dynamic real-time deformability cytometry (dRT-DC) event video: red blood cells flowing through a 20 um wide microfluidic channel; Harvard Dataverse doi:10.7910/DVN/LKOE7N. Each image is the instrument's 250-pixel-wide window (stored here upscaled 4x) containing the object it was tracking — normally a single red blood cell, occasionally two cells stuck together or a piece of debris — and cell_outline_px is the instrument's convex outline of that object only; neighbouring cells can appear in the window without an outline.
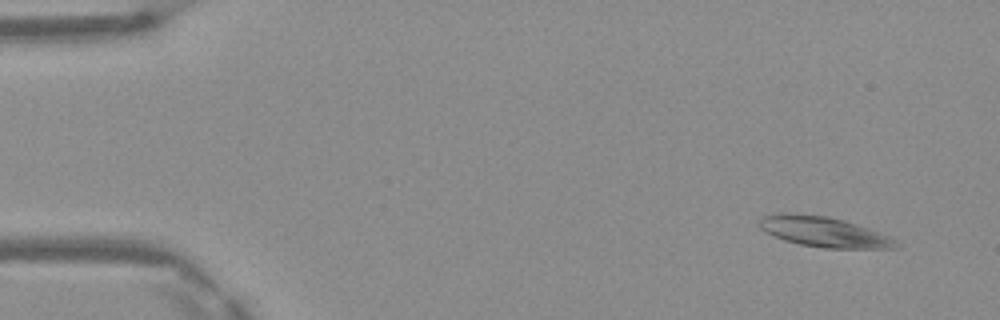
{"species": "Egyptian fruit bat (a non-hibernating species)", "species_latin": "Rousettus aegyptiacus", "temperature_condition": "warm", "stored_images_in_passage": 48, "camera_frame_rate_fps": 3000, "um_per_image_px": 0.085, "frame": {"image": 1, "passage_image": 3, "time_ms": 0.667, "image_size_px": [1000, 320], "cell_outline_px": [[904, 244], [896, 248], [824, 248], [800, 244], [784, 240], [764, 232], [760, 228], [760, 220], [764, 216], [780, 212], [792, 212], [828, 216], [844, 220], [892, 236]], "centroid_in_image_um": [70.08, 19.7], "position_along_channel_um": 14.9, "area_um2": 24.45}}
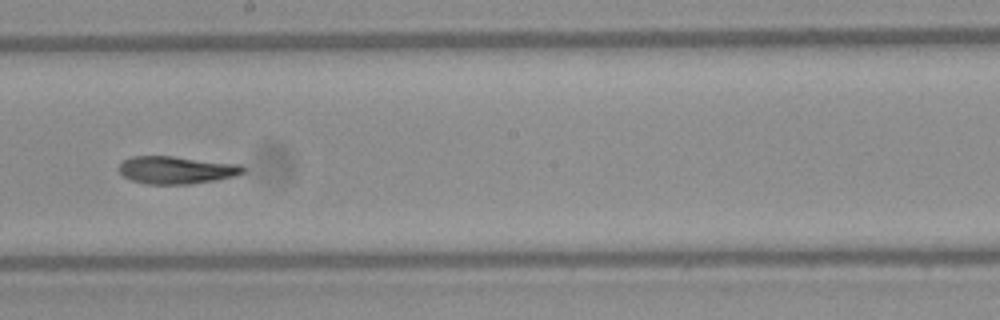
{"frame": {"image": 2, "passage_image": 27, "time_ms": 8.667, "image_size_px": [1000, 320], "cell_outline_px": [[244, 172], [236, 176], [216, 180], [192, 184], [148, 184], [132, 180], [124, 176], [120, 172], [120, 164], [124, 160], [132, 156], [172, 156], [244, 164]], "centroid_in_image_um": [15.06, 14.44], "position_along_channel_um": 233.1, "area_um2": 20.06}}
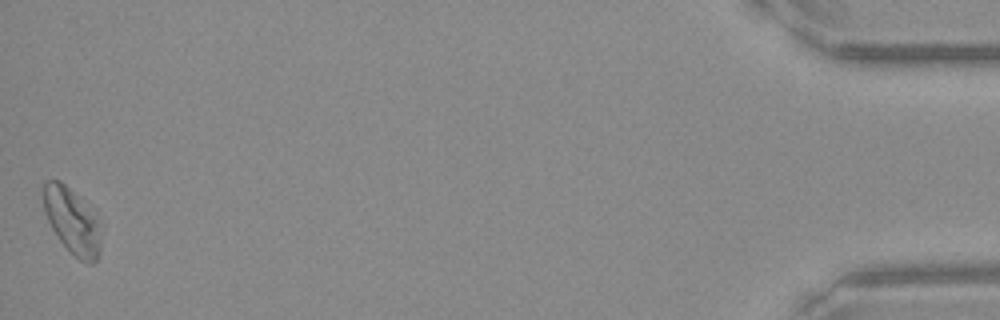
{"frame": {"image": 3, "passage_image": 48, "time_ms": 15.667, "image_size_px": [1000, 320], "cell_outline_px": [[104, 224], [100, 256], [92, 264], [88, 264], [80, 260], [60, 240], [52, 228], [44, 212], [44, 180], [60, 180]], "centroid_in_image_um": [6.21, 18.84], "position_along_channel_um": 429.0, "area_um2": 22.08}, "authors_computed_cell_mechanics": {"area_um2": 20.9814, "velocity_mm_per_s": 4.1416, "shape_relaxation_time_tau1_ms": 6.3027, "shape_relaxation_time_tau2_ms": 5.0131, "deformation_change_tau1": 0.1786, "deformation_change_tau2": 0.1253}}